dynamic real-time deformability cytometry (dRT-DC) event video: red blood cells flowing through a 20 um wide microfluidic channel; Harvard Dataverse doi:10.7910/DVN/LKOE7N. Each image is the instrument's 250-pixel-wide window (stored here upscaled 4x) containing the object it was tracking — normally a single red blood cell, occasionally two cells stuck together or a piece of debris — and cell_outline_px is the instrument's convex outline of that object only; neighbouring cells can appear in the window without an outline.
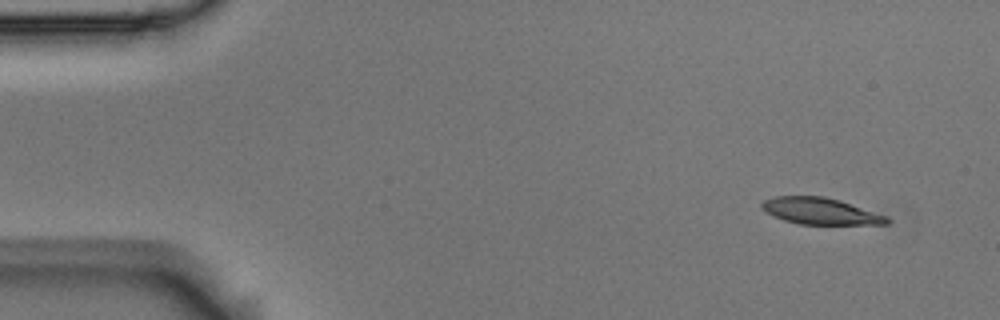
{"species": "Egyptian fruit bat (a non-hibernating species)", "species_latin": "Rousettus aegyptiacus", "temperature_condition": "room temperature", "stored_images_in_passage": 4, "camera_frame_rate_fps": 3000, "um_per_image_px": 0.085, "animal": {"sex": "male"}, "frame": {"image": 1, "passage_image": 1, "time_ms": 0.0, "image_size_px": [1000, 320], "cell_outline_px": [[892, 220], [888, 224], [800, 224], [784, 220], [772, 216], [760, 208], [760, 204], [764, 200], [772, 196], [824, 196], [840, 200], [888, 216]], "centroid_in_image_um": [69.72, 17.94], "position_along_channel_um": 15.3, "area_um2": 19.54}}
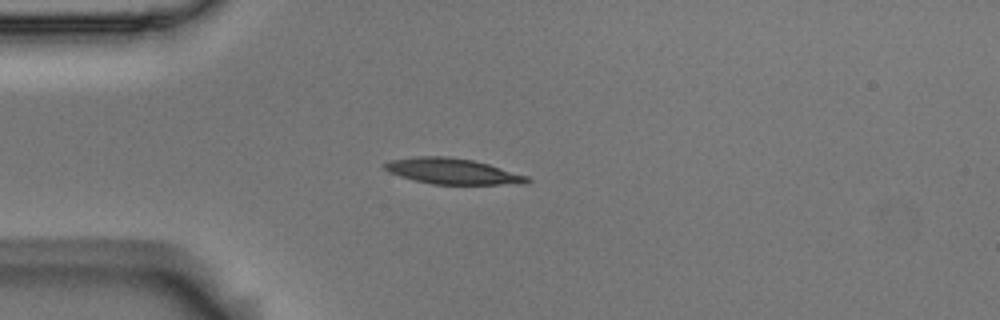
{"frame": {"image": 2, "passage_image": 4, "time_ms": 1.0, "image_size_px": [1000, 320], "cell_outline_px": [[532, 180], [528, 184], [432, 184], [400, 176], [388, 172], [384, 168], [384, 164], [392, 160], [416, 156], [448, 156], [472, 160], [488, 164], [528, 176]], "centroid_in_image_um": [38.5, 14.56], "position_along_channel_um": 46.5, "area_um2": 21.27}}